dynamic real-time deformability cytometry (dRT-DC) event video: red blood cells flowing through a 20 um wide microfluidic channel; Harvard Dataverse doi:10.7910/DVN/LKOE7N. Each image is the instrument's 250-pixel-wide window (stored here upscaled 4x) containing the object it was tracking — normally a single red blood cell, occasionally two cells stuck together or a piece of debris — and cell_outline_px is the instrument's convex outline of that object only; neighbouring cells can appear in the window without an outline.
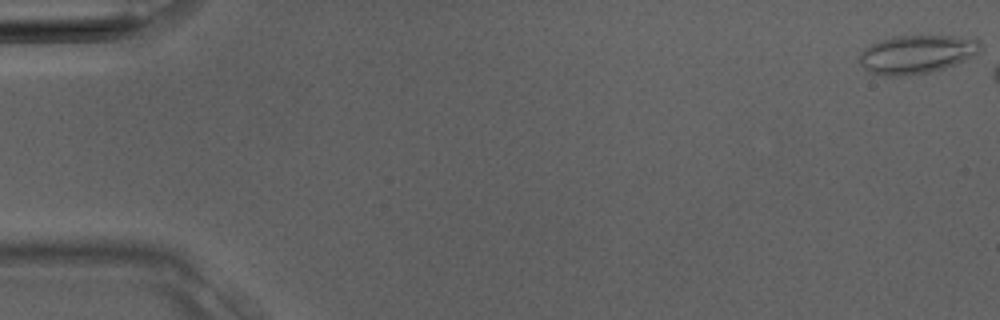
{"species": "Egyptian fruit bat (a non-hibernating species)", "species_latin": "Rousettus aegyptiacus", "temperature_condition": "room temperature", "stored_images_in_passage": 6, "camera_frame_rate_fps": 3000, "um_per_image_px": 0.085, "animal": {"sex": "male"}, "frame": {"image": 1, "passage_image": 1, "time_ms": 0.0, "image_size_px": [1000, 320], "cell_outline_px": [[980, 52], [956, 64], [944, 68], [928, 72], [900, 76], [884, 76], [868, 72], [860, 64], [860, 52], [864, 48], [872, 44], [892, 36], [976, 36], [980, 40]], "centroid_in_image_um": [77.95, 4.6], "position_along_channel_um": 7.1, "area_um2": 27.28}}